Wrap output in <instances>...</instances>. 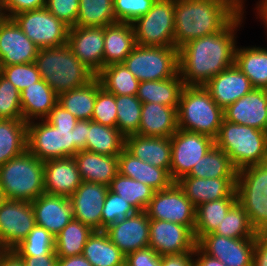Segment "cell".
<instances>
[{"label": "cell", "mask_w": 267, "mask_h": 266, "mask_svg": "<svg viewBox=\"0 0 267 266\" xmlns=\"http://www.w3.org/2000/svg\"><path fill=\"white\" fill-rule=\"evenodd\" d=\"M244 11L222 31L191 40L179 48V74L184 86H204L211 78L234 65L236 33L239 31L237 28L242 26Z\"/></svg>", "instance_id": "obj_1"}, {"label": "cell", "mask_w": 267, "mask_h": 266, "mask_svg": "<svg viewBox=\"0 0 267 266\" xmlns=\"http://www.w3.org/2000/svg\"><path fill=\"white\" fill-rule=\"evenodd\" d=\"M241 11L233 0H175V48L222 31Z\"/></svg>", "instance_id": "obj_2"}, {"label": "cell", "mask_w": 267, "mask_h": 266, "mask_svg": "<svg viewBox=\"0 0 267 266\" xmlns=\"http://www.w3.org/2000/svg\"><path fill=\"white\" fill-rule=\"evenodd\" d=\"M35 64L41 78L58 96L87 84L96 76L67 45L40 49Z\"/></svg>", "instance_id": "obj_3"}, {"label": "cell", "mask_w": 267, "mask_h": 266, "mask_svg": "<svg viewBox=\"0 0 267 266\" xmlns=\"http://www.w3.org/2000/svg\"><path fill=\"white\" fill-rule=\"evenodd\" d=\"M215 145L223 150L239 171L267 162V132L222 120Z\"/></svg>", "instance_id": "obj_4"}, {"label": "cell", "mask_w": 267, "mask_h": 266, "mask_svg": "<svg viewBox=\"0 0 267 266\" xmlns=\"http://www.w3.org/2000/svg\"><path fill=\"white\" fill-rule=\"evenodd\" d=\"M0 190L9 200L32 202L44 189V161L26 150L0 166Z\"/></svg>", "instance_id": "obj_5"}, {"label": "cell", "mask_w": 267, "mask_h": 266, "mask_svg": "<svg viewBox=\"0 0 267 266\" xmlns=\"http://www.w3.org/2000/svg\"><path fill=\"white\" fill-rule=\"evenodd\" d=\"M178 129L215 139L224 119L223 109L203 86H184L177 109Z\"/></svg>", "instance_id": "obj_6"}, {"label": "cell", "mask_w": 267, "mask_h": 266, "mask_svg": "<svg viewBox=\"0 0 267 266\" xmlns=\"http://www.w3.org/2000/svg\"><path fill=\"white\" fill-rule=\"evenodd\" d=\"M237 202L257 233H267V162L238 171Z\"/></svg>", "instance_id": "obj_7"}, {"label": "cell", "mask_w": 267, "mask_h": 266, "mask_svg": "<svg viewBox=\"0 0 267 266\" xmlns=\"http://www.w3.org/2000/svg\"><path fill=\"white\" fill-rule=\"evenodd\" d=\"M123 64L140 82L172 78L179 73V49L136 45Z\"/></svg>", "instance_id": "obj_8"}, {"label": "cell", "mask_w": 267, "mask_h": 266, "mask_svg": "<svg viewBox=\"0 0 267 266\" xmlns=\"http://www.w3.org/2000/svg\"><path fill=\"white\" fill-rule=\"evenodd\" d=\"M27 150L42 161L74 157L79 152L75 148L74 127H54L45 119L30 121Z\"/></svg>", "instance_id": "obj_9"}, {"label": "cell", "mask_w": 267, "mask_h": 266, "mask_svg": "<svg viewBox=\"0 0 267 266\" xmlns=\"http://www.w3.org/2000/svg\"><path fill=\"white\" fill-rule=\"evenodd\" d=\"M175 0H155L147 14L133 23L136 45L175 47Z\"/></svg>", "instance_id": "obj_10"}, {"label": "cell", "mask_w": 267, "mask_h": 266, "mask_svg": "<svg viewBox=\"0 0 267 266\" xmlns=\"http://www.w3.org/2000/svg\"><path fill=\"white\" fill-rule=\"evenodd\" d=\"M12 19L40 49L67 45L70 27L46 8L25 11L14 15Z\"/></svg>", "instance_id": "obj_11"}, {"label": "cell", "mask_w": 267, "mask_h": 266, "mask_svg": "<svg viewBox=\"0 0 267 266\" xmlns=\"http://www.w3.org/2000/svg\"><path fill=\"white\" fill-rule=\"evenodd\" d=\"M215 145L205 134L178 129L171 136L170 176L174 182L188 175L195 164Z\"/></svg>", "instance_id": "obj_12"}, {"label": "cell", "mask_w": 267, "mask_h": 266, "mask_svg": "<svg viewBox=\"0 0 267 266\" xmlns=\"http://www.w3.org/2000/svg\"><path fill=\"white\" fill-rule=\"evenodd\" d=\"M145 212L149 219L178 223L194 232L196 207L176 182L166 189L156 191Z\"/></svg>", "instance_id": "obj_13"}, {"label": "cell", "mask_w": 267, "mask_h": 266, "mask_svg": "<svg viewBox=\"0 0 267 266\" xmlns=\"http://www.w3.org/2000/svg\"><path fill=\"white\" fill-rule=\"evenodd\" d=\"M35 226L31 202L5 199L0 206V247L12 250Z\"/></svg>", "instance_id": "obj_14"}, {"label": "cell", "mask_w": 267, "mask_h": 266, "mask_svg": "<svg viewBox=\"0 0 267 266\" xmlns=\"http://www.w3.org/2000/svg\"><path fill=\"white\" fill-rule=\"evenodd\" d=\"M196 246L194 232L189 227L170 221L150 219L149 247L158 255L193 252Z\"/></svg>", "instance_id": "obj_15"}, {"label": "cell", "mask_w": 267, "mask_h": 266, "mask_svg": "<svg viewBox=\"0 0 267 266\" xmlns=\"http://www.w3.org/2000/svg\"><path fill=\"white\" fill-rule=\"evenodd\" d=\"M254 243L255 238H228L210 233L204 235L197 246L227 266H252Z\"/></svg>", "instance_id": "obj_16"}, {"label": "cell", "mask_w": 267, "mask_h": 266, "mask_svg": "<svg viewBox=\"0 0 267 266\" xmlns=\"http://www.w3.org/2000/svg\"><path fill=\"white\" fill-rule=\"evenodd\" d=\"M67 46L95 75L103 69L104 27H70Z\"/></svg>", "instance_id": "obj_17"}, {"label": "cell", "mask_w": 267, "mask_h": 266, "mask_svg": "<svg viewBox=\"0 0 267 266\" xmlns=\"http://www.w3.org/2000/svg\"><path fill=\"white\" fill-rule=\"evenodd\" d=\"M39 50L12 18L0 24V66L35 62Z\"/></svg>", "instance_id": "obj_18"}, {"label": "cell", "mask_w": 267, "mask_h": 266, "mask_svg": "<svg viewBox=\"0 0 267 266\" xmlns=\"http://www.w3.org/2000/svg\"><path fill=\"white\" fill-rule=\"evenodd\" d=\"M150 219L145 211H137L126 220L108 226L104 231L109 239L127 256L149 247Z\"/></svg>", "instance_id": "obj_19"}, {"label": "cell", "mask_w": 267, "mask_h": 266, "mask_svg": "<svg viewBox=\"0 0 267 266\" xmlns=\"http://www.w3.org/2000/svg\"><path fill=\"white\" fill-rule=\"evenodd\" d=\"M108 190L109 187L106 185L82 181L69 197L73 219L81 221L93 230H101L102 210Z\"/></svg>", "instance_id": "obj_20"}, {"label": "cell", "mask_w": 267, "mask_h": 266, "mask_svg": "<svg viewBox=\"0 0 267 266\" xmlns=\"http://www.w3.org/2000/svg\"><path fill=\"white\" fill-rule=\"evenodd\" d=\"M224 120L267 132V89L253 88L223 110Z\"/></svg>", "instance_id": "obj_21"}, {"label": "cell", "mask_w": 267, "mask_h": 266, "mask_svg": "<svg viewBox=\"0 0 267 266\" xmlns=\"http://www.w3.org/2000/svg\"><path fill=\"white\" fill-rule=\"evenodd\" d=\"M237 177L222 178H196L191 176L181 177L176 181L185 196L195 207L208 201L221 198H237Z\"/></svg>", "instance_id": "obj_22"}, {"label": "cell", "mask_w": 267, "mask_h": 266, "mask_svg": "<svg viewBox=\"0 0 267 266\" xmlns=\"http://www.w3.org/2000/svg\"><path fill=\"white\" fill-rule=\"evenodd\" d=\"M203 87L223 110L254 88L235 64L211 78Z\"/></svg>", "instance_id": "obj_23"}, {"label": "cell", "mask_w": 267, "mask_h": 266, "mask_svg": "<svg viewBox=\"0 0 267 266\" xmlns=\"http://www.w3.org/2000/svg\"><path fill=\"white\" fill-rule=\"evenodd\" d=\"M36 225L56 236L72 219V203L69 197L42 193L31 202Z\"/></svg>", "instance_id": "obj_24"}, {"label": "cell", "mask_w": 267, "mask_h": 266, "mask_svg": "<svg viewBox=\"0 0 267 266\" xmlns=\"http://www.w3.org/2000/svg\"><path fill=\"white\" fill-rule=\"evenodd\" d=\"M81 182L82 179L74 157L44 161V189L46 193L70 197Z\"/></svg>", "instance_id": "obj_25"}, {"label": "cell", "mask_w": 267, "mask_h": 266, "mask_svg": "<svg viewBox=\"0 0 267 266\" xmlns=\"http://www.w3.org/2000/svg\"><path fill=\"white\" fill-rule=\"evenodd\" d=\"M125 149L141 161L170 172L171 137L129 135L125 137Z\"/></svg>", "instance_id": "obj_26"}, {"label": "cell", "mask_w": 267, "mask_h": 266, "mask_svg": "<svg viewBox=\"0 0 267 266\" xmlns=\"http://www.w3.org/2000/svg\"><path fill=\"white\" fill-rule=\"evenodd\" d=\"M118 170L121 175L138 180L155 191L166 189L174 183L167 169L141 161L126 149L118 155Z\"/></svg>", "instance_id": "obj_27"}, {"label": "cell", "mask_w": 267, "mask_h": 266, "mask_svg": "<svg viewBox=\"0 0 267 266\" xmlns=\"http://www.w3.org/2000/svg\"><path fill=\"white\" fill-rule=\"evenodd\" d=\"M178 107L159 103L142 104L137 135L146 137H171L178 130Z\"/></svg>", "instance_id": "obj_28"}, {"label": "cell", "mask_w": 267, "mask_h": 266, "mask_svg": "<svg viewBox=\"0 0 267 266\" xmlns=\"http://www.w3.org/2000/svg\"><path fill=\"white\" fill-rule=\"evenodd\" d=\"M74 160L84 182L98 183L109 187L119 173L118 156H107L87 150L79 151Z\"/></svg>", "instance_id": "obj_29"}, {"label": "cell", "mask_w": 267, "mask_h": 266, "mask_svg": "<svg viewBox=\"0 0 267 266\" xmlns=\"http://www.w3.org/2000/svg\"><path fill=\"white\" fill-rule=\"evenodd\" d=\"M20 103L25 122L43 120L58 103V95L41 79L20 92Z\"/></svg>", "instance_id": "obj_30"}, {"label": "cell", "mask_w": 267, "mask_h": 266, "mask_svg": "<svg viewBox=\"0 0 267 266\" xmlns=\"http://www.w3.org/2000/svg\"><path fill=\"white\" fill-rule=\"evenodd\" d=\"M135 46L132 23L116 22L105 26L103 67L123 63Z\"/></svg>", "instance_id": "obj_31"}, {"label": "cell", "mask_w": 267, "mask_h": 266, "mask_svg": "<svg viewBox=\"0 0 267 266\" xmlns=\"http://www.w3.org/2000/svg\"><path fill=\"white\" fill-rule=\"evenodd\" d=\"M183 80L178 73L176 76L163 80L141 81L137 98L144 103H159L169 107H178Z\"/></svg>", "instance_id": "obj_32"}, {"label": "cell", "mask_w": 267, "mask_h": 266, "mask_svg": "<svg viewBox=\"0 0 267 266\" xmlns=\"http://www.w3.org/2000/svg\"><path fill=\"white\" fill-rule=\"evenodd\" d=\"M82 255L92 266H125L126 256L109 239L104 230H94L89 236Z\"/></svg>", "instance_id": "obj_33"}, {"label": "cell", "mask_w": 267, "mask_h": 266, "mask_svg": "<svg viewBox=\"0 0 267 266\" xmlns=\"http://www.w3.org/2000/svg\"><path fill=\"white\" fill-rule=\"evenodd\" d=\"M238 47L234 64L249 78L254 88L267 89V48Z\"/></svg>", "instance_id": "obj_34"}, {"label": "cell", "mask_w": 267, "mask_h": 266, "mask_svg": "<svg viewBox=\"0 0 267 266\" xmlns=\"http://www.w3.org/2000/svg\"><path fill=\"white\" fill-rule=\"evenodd\" d=\"M102 88L95 76L87 84L58 96V103L78 120H91L97 92Z\"/></svg>", "instance_id": "obj_35"}, {"label": "cell", "mask_w": 267, "mask_h": 266, "mask_svg": "<svg viewBox=\"0 0 267 266\" xmlns=\"http://www.w3.org/2000/svg\"><path fill=\"white\" fill-rule=\"evenodd\" d=\"M125 149V137L117 128L89 120L85 150L107 156H118Z\"/></svg>", "instance_id": "obj_36"}, {"label": "cell", "mask_w": 267, "mask_h": 266, "mask_svg": "<svg viewBox=\"0 0 267 266\" xmlns=\"http://www.w3.org/2000/svg\"><path fill=\"white\" fill-rule=\"evenodd\" d=\"M27 150V122L0 119V166Z\"/></svg>", "instance_id": "obj_37"}, {"label": "cell", "mask_w": 267, "mask_h": 266, "mask_svg": "<svg viewBox=\"0 0 267 266\" xmlns=\"http://www.w3.org/2000/svg\"><path fill=\"white\" fill-rule=\"evenodd\" d=\"M237 198H221L196 207L194 236L198 242L204 235L214 233Z\"/></svg>", "instance_id": "obj_38"}, {"label": "cell", "mask_w": 267, "mask_h": 266, "mask_svg": "<svg viewBox=\"0 0 267 266\" xmlns=\"http://www.w3.org/2000/svg\"><path fill=\"white\" fill-rule=\"evenodd\" d=\"M93 231L88 225L72 219L55 236V253L57 257L82 255L83 248Z\"/></svg>", "instance_id": "obj_39"}, {"label": "cell", "mask_w": 267, "mask_h": 266, "mask_svg": "<svg viewBox=\"0 0 267 266\" xmlns=\"http://www.w3.org/2000/svg\"><path fill=\"white\" fill-rule=\"evenodd\" d=\"M102 88L114 95H137L140 81L123 63L103 67L96 75Z\"/></svg>", "instance_id": "obj_40"}, {"label": "cell", "mask_w": 267, "mask_h": 266, "mask_svg": "<svg viewBox=\"0 0 267 266\" xmlns=\"http://www.w3.org/2000/svg\"><path fill=\"white\" fill-rule=\"evenodd\" d=\"M238 170L234 167L229 156L214 145L200 161L194 165L186 176L196 178L237 177Z\"/></svg>", "instance_id": "obj_41"}, {"label": "cell", "mask_w": 267, "mask_h": 266, "mask_svg": "<svg viewBox=\"0 0 267 266\" xmlns=\"http://www.w3.org/2000/svg\"><path fill=\"white\" fill-rule=\"evenodd\" d=\"M109 190L121 196L132 204L138 211H145L155 190L138 180L126 177L118 173L111 181Z\"/></svg>", "instance_id": "obj_42"}, {"label": "cell", "mask_w": 267, "mask_h": 266, "mask_svg": "<svg viewBox=\"0 0 267 266\" xmlns=\"http://www.w3.org/2000/svg\"><path fill=\"white\" fill-rule=\"evenodd\" d=\"M114 23L113 0H79L76 26L105 27Z\"/></svg>", "instance_id": "obj_43"}, {"label": "cell", "mask_w": 267, "mask_h": 266, "mask_svg": "<svg viewBox=\"0 0 267 266\" xmlns=\"http://www.w3.org/2000/svg\"><path fill=\"white\" fill-rule=\"evenodd\" d=\"M214 234L228 238H255L258 233L253 228L244 208L236 202L218 224Z\"/></svg>", "instance_id": "obj_44"}, {"label": "cell", "mask_w": 267, "mask_h": 266, "mask_svg": "<svg viewBox=\"0 0 267 266\" xmlns=\"http://www.w3.org/2000/svg\"><path fill=\"white\" fill-rule=\"evenodd\" d=\"M116 107V128L119 132L124 137L137 134L142 110V102L137 95H116Z\"/></svg>", "instance_id": "obj_45"}, {"label": "cell", "mask_w": 267, "mask_h": 266, "mask_svg": "<svg viewBox=\"0 0 267 266\" xmlns=\"http://www.w3.org/2000/svg\"><path fill=\"white\" fill-rule=\"evenodd\" d=\"M12 250L18 256L56 255L55 236L45 228L36 225Z\"/></svg>", "instance_id": "obj_46"}, {"label": "cell", "mask_w": 267, "mask_h": 266, "mask_svg": "<svg viewBox=\"0 0 267 266\" xmlns=\"http://www.w3.org/2000/svg\"><path fill=\"white\" fill-rule=\"evenodd\" d=\"M138 210L129 202L124 200L121 196L108 190L101 217V230L108 226L119 223L127 219L128 216L133 215Z\"/></svg>", "instance_id": "obj_47"}, {"label": "cell", "mask_w": 267, "mask_h": 266, "mask_svg": "<svg viewBox=\"0 0 267 266\" xmlns=\"http://www.w3.org/2000/svg\"><path fill=\"white\" fill-rule=\"evenodd\" d=\"M0 74L10 81L19 92L42 79L35 62L0 66Z\"/></svg>", "instance_id": "obj_48"}, {"label": "cell", "mask_w": 267, "mask_h": 266, "mask_svg": "<svg viewBox=\"0 0 267 266\" xmlns=\"http://www.w3.org/2000/svg\"><path fill=\"white\" fill-rule=\"evenodd\" d=\"M0 119H23L20 92L0 74Z\"/></svg>", "instance_id": "obj_49"}, {"label": "cell", "mask_w": 267, "mask_h": 266, "mask_svg": "<svg viewBox=\"0 0 267 266\" xmlns=\"http://www.w3.org/2000/svg\"><path fill=\"white\" fill-rule=\"evenodd\" d=\"M91 120L104 126L116 128V95L111 94L101 88L97 92Z\"/></svg>", "instance_id": "obj_50"}, {"label": "cell", "mask_w": 267, "mask_h": 266, "mask_svg": "<svg viewBox=\"0 0 267 266\" xmlns=\"http://www.w3.org/2000/svg\"><path fill=\"white\" fill-rule=\"evenodd\" d=\"M155 0H113L116 22L133 23L147 14Z\"/></svg>", "instance_id": "obj_51"}, {"label": "cell", "mask_w": 267, "mask_h": 266, "mask_svg": "<svg viewBox=\"0 0 267 266\" xmlns=\"http://www.w3.org/2000/svg\"><path fill=\"white\" fill-rule=\"evenodd\" d=\"M45 8L67 26H76L79 0H47Z\"/></svg>", "instance_id": "obj_52"}, {"label": "cell", "mask_w": 267, "mask_h": 266, "mask_svg": "<svg viewBox=\"0 0 267 266\" xmlns=\"http://www.w3.org/2000/svg\"><path fill=\"white\" fill-rule=\"evenodd\" d=\"M125 266H162L161 256L151 247L138 249L126 256Z\"/></svg>", "instance_id": "obj_53"}, {"label": "cell", "mask_w": 267, "mask_h": 266, "mask_svg": "<svg viewBox=\"0 0 267 266\" xmlns=\"http://www.w3.org/2000/svg\"><path fill=\"white\" fill-rule=\"evenodd\" d=\"M7 18L31 10H37L46 7L47 0H1Z\"/></svg>", "instance_id": "obj_54"}, {"label": "cell", "mask_w": 267, "mask_h": 266, "mask_svg": "<svg viewBox=\"0 0 267 266\" xmlns=\"http://www.w3.org/2000/svg\"><path fill=\"white\" fill-rule=\"evenodd\" d=\"M45 120L54 127H75L78 119L57 103Z\"/></svg>", "instance_id": "obj_55"}, {"label": "cell", "mask_w": 267, "mask_h": 266, "mask_svg": "<svg viewBox=\"0 0 267 266\" xmlns=\"http://www.w3.org/2000/svg\"><path fill=\"white\" fill-rule=\"evenodd\" d=\"M252 266H267V233L255 237Z\"/></svg>", "instance_id": "obj_56"}, {"label": "cell", "mask_w": 267, "mask_h": 266, "mask_svg": "<svg viewBox=\"0 0 267 266\" xmlns=\"http://www.w3.org/2000/svg\"><path fill=\"white\" fill-rule=\"evenodd\" d=\"M162 266H194L193 252L161 256Z\"/></svg>", "instance_id": "obj_57"}, {"label": "cell", "mask_w": 267, "mask_h": 266, "mask_svg": "<svg viewBox=\"0 0 267 266\" xmlns=\"http://www.w3.org/2000/svg\"><path fill=\"white\" fill-rule=\"evenodd\" d=\"M25 263V266H57V255H39V256H19Z\"/></svg>", "instance_id": "obj_58"}, {"label": "cell", "mask_w": 267, "mask_h": 266, "mask_svg": "<svg viewBox=\"0 0 267 266\" xmlns=\"http://www.w3.org/2000/svg\"><path fill=\"white\" fill-rule=\"evenodd\" d=\"M89 128V120H78L74 127L75 148L78 151L85 150L87 129Z\"/></svg>", "instance_id": "obj_59"}, {"label": "cell", "mask_w": 267, "mask_h": 266, "mask_svg": "<svg viewBox=\"0 0 267 266\" xmlns=\"http://www.w3.org/2000/svg\"><path fill=\"white\" fill-rule=\"evenodd\" d=\"M194 266H227L219 259L205 254L198 246L193 251Z\"/></svg>", "instance_id": "obj_60"}, {"label": "cell", "mask_w": 267, "mask_h": 266, "mask_svg": "<svg viewBox=\"0 0 267 266\" xmlns=\"http://www.w3.org/2000/svg\"><path fill=\"white\" fill-rule=\"evenodd\" d=\"M57 266H92V264L83 256L58 257Z\"/></svg>", "instance_id": "obj_61"}, {"label": "cell", "mask_w": 267, "mask_h": 266, "mask_svg": "<svg viewBox=\"0 0 267 266\" xmlns=\"http://www.w3.org/2000/svg\"><path fill=\"white\" fill-rule=\"evenodd\" d=\"M0 266H25V263L13 250H9L2 257Z\"/></svg>", "instance_id": "obj_62"}, {"label": "cell", "mask_w": 267, "mask_h": 266, "mask_svg": "<svg viewBox=\"0 0 267 266\" xmlns=\"http://www.w3.org/2000/svg\"><path fill=\"white\" fill-rule=\"evenodd\" d=\"M255 9L258 14L257 16L264 22L263 24L267 29V0L257 2Z\"/></svg>", "instance_id": "obj_63"}, {"label": "cell", "mask_w": 267, "mask_h": 266, "mask_svg": "<svg viewBox=\"0 0 267 266\" xmlns=\"http://www.w3.org/2000/svg\"><path fill=\"white\" fill-rule=\"evenodd\" d=\"M7 18L5 11H4V7H3V3L0 0V24Z\"/></svg>", "instance_id": "obj_64"}, {"label": "cell", "mask_w": 267, "mask_h": 266, "mask_svg": "<svg viewBox=\"0 0 267 266\" xmlns=\"http://www.w3.org/2000/svg\"><path fill=\"white\" fill-rule=\"evenodd\" d=\"M242 10H244L245 0H233Z\"/></svg>", "instance_id": "obj_65"}, {"label": "cell", "mask_w": 267, "mask_h": 266, "mask_svg": "<svg viewBox=\"0 0 267 266\" xmlns=\"http://www.w3.org/2000/svg\"><path fill=\"white\" fill-rule=\"evenodd\" d=\"M9 250L8 249H3L0 247V265H1V262H2V257L8 252Z\"/></svg>", "instance_id": "obj_66"}, {"label": "cell", "mask_w": 267, "mask_h": 266, "mask_svg": "<svg viewBox=\"0 0 267 266\" xmlns=\"http://www.w3.org/2000/svg\"><path fill=\"white\" fill-rule=\"evenodd\" d=\"M4 200H5L4 195H3L2 191L0 190V206Z\"/></svg>", "instance_id": "obj_67"}]
</instances>
